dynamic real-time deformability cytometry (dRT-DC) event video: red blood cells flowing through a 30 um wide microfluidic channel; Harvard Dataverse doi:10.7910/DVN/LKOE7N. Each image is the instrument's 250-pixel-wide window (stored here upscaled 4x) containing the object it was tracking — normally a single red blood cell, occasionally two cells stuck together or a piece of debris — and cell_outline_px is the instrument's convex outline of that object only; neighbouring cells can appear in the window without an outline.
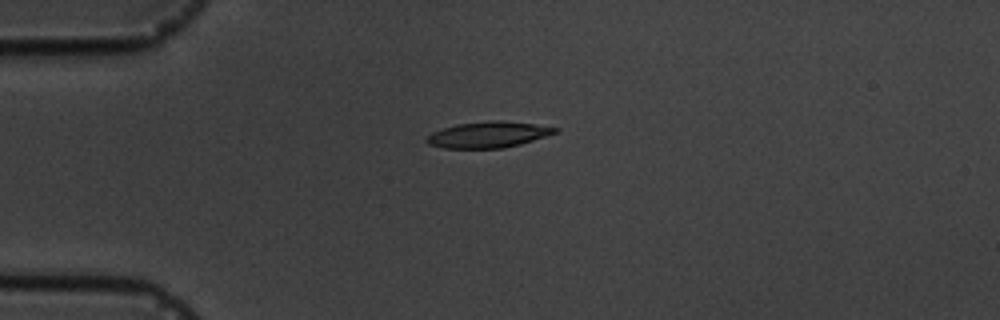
{"species": "common noctule bat (a hibernating species)", "species_latin": "Nyctalus noctula", "temperature_condition": "cold", "stored_images_in_passage": 9, "camera_frame_rate_fps": 3000, "um_per_image_px": 0.085, "animal": {"sex": "male", "body_mass_g": 19.5, "forearm_length_mm": 54.6}, "frame": {"image": 1, "passage_image": 3, "time_ms": 2.333, "image_size_px": [1000, 320], "cell_outline_px": [[560, 128], [556, 132], [520, 144], [500, 148], [444, 148], [428, 144], [424, 140], [432, 132], [456, 124], [492, 120], [500, 120], [536, 124]], "centroid_in_image_um": [41.47, 11.44], "position_along_channel_um": 43.5, "area_um2": 19.31}}
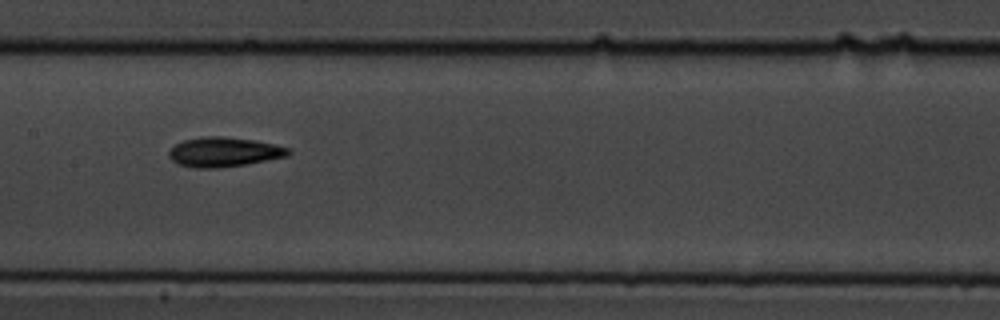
{"frame": {"image": 2, "passage_image": 7, "time_ms": 7.0, "image_size_px": [1000, 320], "cell_outline_px": [[292, 152], [288, 156], [244, 164], [216, 168], [192, 168], [176, 164], [168, 156], [168, 152], [176, 144], [184, 140], [204, 136], [224, 136], [252, 140], [272, 144], [288, 148]], "centroid_in_image_um": [18.99, 12.92], "position_along_channel_um": 188.4, "area_um2": 20.46}}
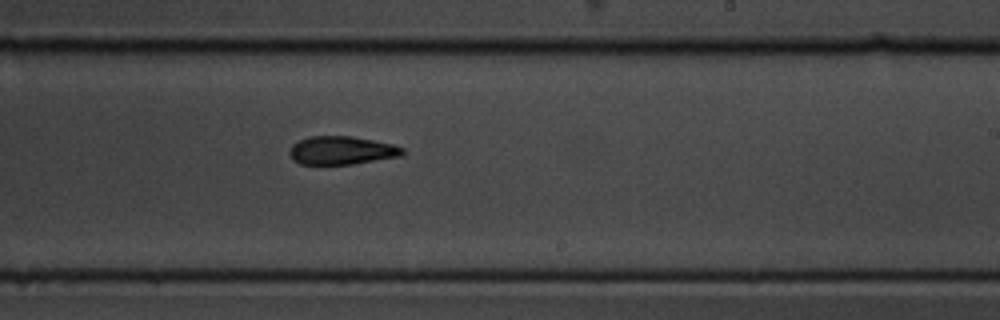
{"frame": {"image": 3, "passage_image": 9, "time_ms": 9.0, "image_size_px": [1000, 320], "cell_outline_px": [[404, 152], [400, 156], [352, 164], [300, 164], [292, 160], [288, 152], [292, 144], [300, 140], [312, 136], [352, 136], [392, 144], [404, 148]], "centroid_in_image_um": [29.0, 12.78], "position_along_channel_um": 260.0, "area_um2": 18.55}}